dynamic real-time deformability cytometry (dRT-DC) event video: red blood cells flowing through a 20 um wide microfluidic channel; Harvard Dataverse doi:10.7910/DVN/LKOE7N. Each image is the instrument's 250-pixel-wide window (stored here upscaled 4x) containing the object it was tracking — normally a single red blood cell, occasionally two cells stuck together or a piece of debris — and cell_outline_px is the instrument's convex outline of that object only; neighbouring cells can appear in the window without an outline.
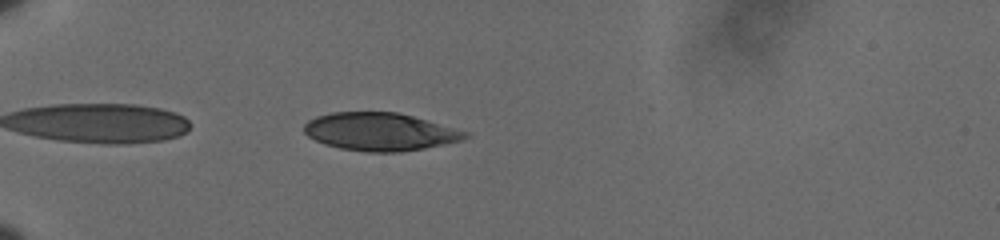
{"species": "human", "species_latin": "Homo sapiens", "temperature_condition": "cold", "stored_images_in_passage": 44, "camera_frame_rate_fps": 3000, "um_per_image_px": 0.085, "donor": {"sex": "male"}, "frame": {"image": 1, "passage_image": 4, "time_ms": 1.0, "image_size_px": [1000, 240], "cell_outline_px": [[468, 136], [460, 140], [424, 148], [400, 152], [368, 152], [340, 148], [324, 144], [308, 136], [304, 132], [304, 124], [308, 120], [316, 116], [332, 112], [396, 112], [412, 116], [468, 132]], "centroid_in_image_um": [32.24, 11.19], "position_along_channel_um": 52.8, "area_um2": 35.2}}
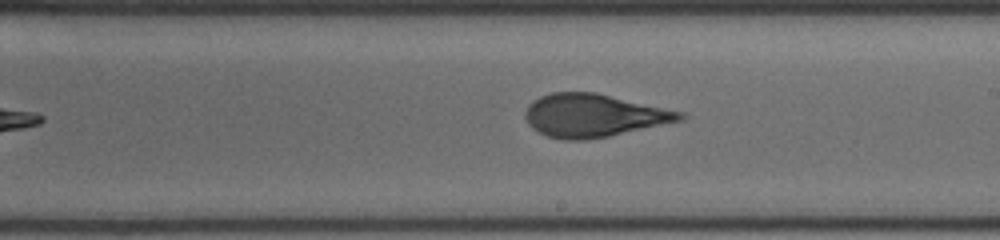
{"frame": {"image": 2, "passage_image": 22, "time_ms": 7.0, "image_size_px": [1000, 240], "cell_outline_px": [[688, 116], [684, 120], [608, 136], [584, 140], [564, 140], [548, 136], [532, 128], [528, 124], [524, 116], [524, 112], [528, 104], [532, 100], [540, 96], [552, 92], [596, 92], [684, 112]], "centroid_in_image_um": [50.46, 9.81], "position_along_channel_um": 238.5, "area_um2": 38.9}}
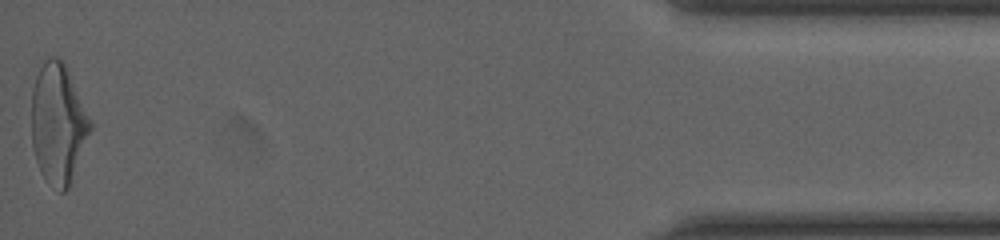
{"frame": {"image": 3, "passage_image": 44, "time_ms": 14.333, "image_size_px": [1000, 240], "cell_outline_px": [[92, 128], [68, 188], [64, 192], [60, 192], [48, 184], [40, 172], [32, 148], [32, 88], [36, 76], [44, 60], [52, 56], [56, 56], [64, 64], [92, 120]], "centroid_in_image_um": [4.93, 10.54], "position_along_channel_um": 430.3, "area_um2": 40.92}, "authors_computed_cell_mechanics": {"area_um2": 38.5237, "velocity_mm_per_s": 3.6068, "shape_relaxation_time_tau1_ms": 4.2889, "shape_relaxation_time_tau2_ms": 0.9695, "deformation_change_tau1": 0.1666, "deformation_change_tau2": 0.0643}}